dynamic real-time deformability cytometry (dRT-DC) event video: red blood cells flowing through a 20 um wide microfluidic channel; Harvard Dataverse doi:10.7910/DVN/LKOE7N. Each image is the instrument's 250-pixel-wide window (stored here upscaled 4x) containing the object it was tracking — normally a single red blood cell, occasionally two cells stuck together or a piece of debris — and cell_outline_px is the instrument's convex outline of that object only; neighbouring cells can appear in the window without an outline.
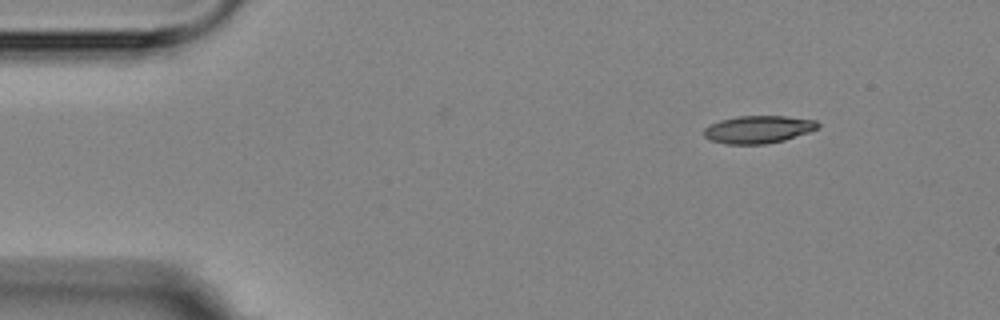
{"species": "Egyptian fruit bat (a non-hibernating species)", "species_latin": "Rousettus aegyptiacus", "temperature_condition": "room temperature", "stored_images_in_passage": 14, "camera_frame_rate_fps": 3000, "um_per_image_px": 0.085, "animal": {"sex": "female"}, "frame": {"image": 1, "passage_image": 1, "time_ms": 0.0, "image_size_px": [1000, 320], "cell_outline_px": [[820, 128], [784, 140], [764, 144], [724, 144], [708, 140], [704, 136], [704, 128], [720, 120], [740, 116], [788, 116], [816, 120], [820, 124]], "centroid_in_image_um": [64.46, 11.0], "position_along_channel_um": 20.5, "area_um2": 18.38}}
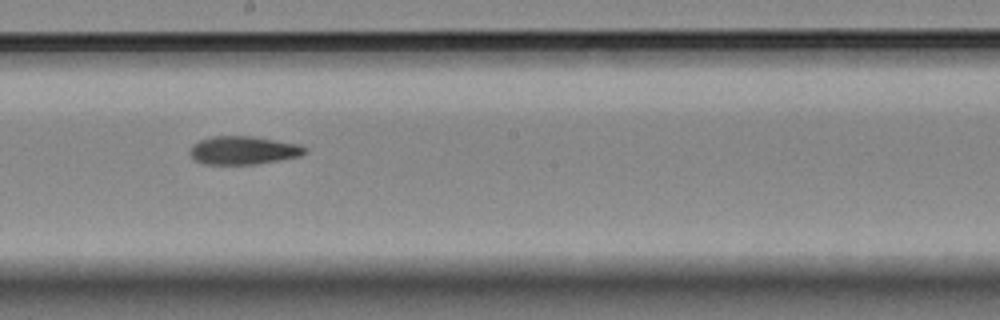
{"frame": {"image": 2, "passage_image": 8, "time_ms": 8.0, "image_size_px": [1000, 320], "cell_outline_px": [[308, 152], [300, 156], [280, 160], [256, 164], [204, 164], [196, 160], [188, 152], [192, 144], [200, 140], [212, 136], [252, 136], [300, 144], [308, 148]], "centroid_in_image_um": [20.71, 12.77], "position_along_channel_um": 227.5, "area_um2": 19.07}}
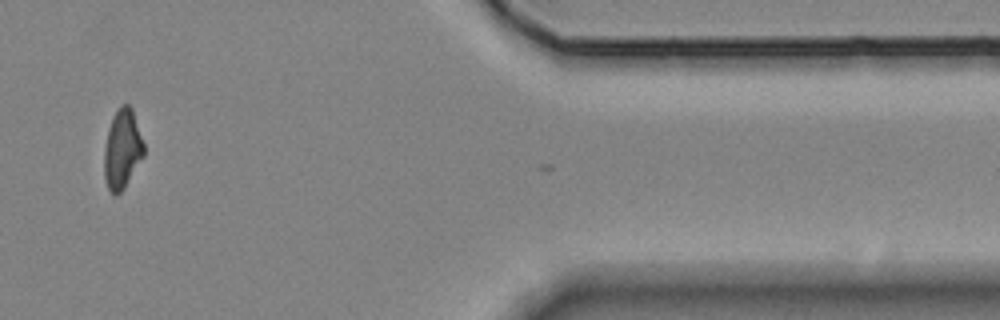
{"frame": {"image": 3, "passage_image": 13, "time_ms": 14.0, "image_size_px": [1000, 320], "cell_outline_px": [[144, 156], [124, 188], [116, 196], [108, 188], [104, 176], [104, 148], [108, 128], [112, 116], [120, 104], [128, 104], [132, 108], [144, 144]], "centroid_in_image_um": [10.39, 12.65], "position_along_channel_um": 401.0, "area_um2": 18.44}, "authors_computed_cell_mechanics": {"area_um2": 18.7561, "velocity_mm_per_s": 3.5591, "shape_relaxation_time_tau1_ms": 6.0682, "shape_relaxation_time_tau2_ms": 3.2593, "deformation_change_tau1": 0.1762, "deformation_change_tau2": 0.0686}}